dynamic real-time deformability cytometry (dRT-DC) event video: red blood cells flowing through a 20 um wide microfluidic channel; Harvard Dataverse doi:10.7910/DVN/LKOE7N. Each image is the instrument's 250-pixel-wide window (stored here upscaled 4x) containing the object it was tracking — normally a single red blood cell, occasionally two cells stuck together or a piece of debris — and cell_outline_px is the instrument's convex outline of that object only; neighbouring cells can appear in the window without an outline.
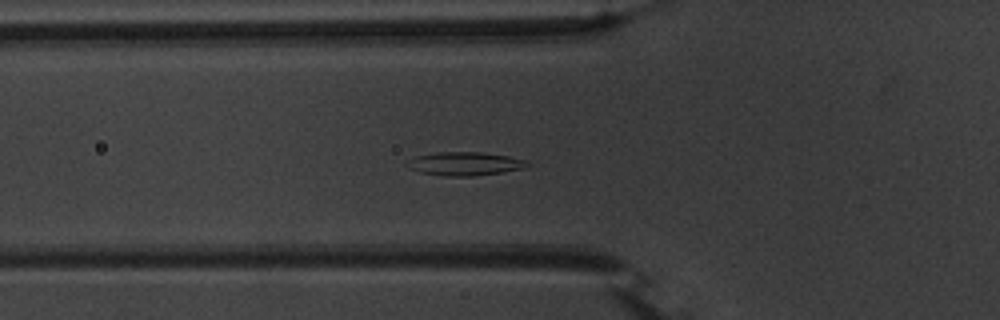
{"species": "common noctule bat (a hibernating species)", "species_latin": "Nyctalus noctula", "temperature_condition": "warm", "stored_images_in_passage": 38, "camera_frame_rate_fps": 3000, "um_per_image_px": 0.085, "animal": {"sex": "male", "body_mass_g": 20.1, "forearm_length_mm": 53.5}, "frame": {"image": 1, "passage_image": 3, "time_ms": 0.667, "image_size_px": [1000, 320], "cell_outline_px": [[532, 164], [528, 168], [504, 172], [476, 176], [444, 176], [420, 172], [408, 168], [404, 164], [408, 160], [416, 156], [436, 152], [480, 152], [508, 156], [524, 160]], "centroid_in_image_um": [39.52, 13.92], "position_along_channel_um": 86.3, "area_um2": 16.7}}
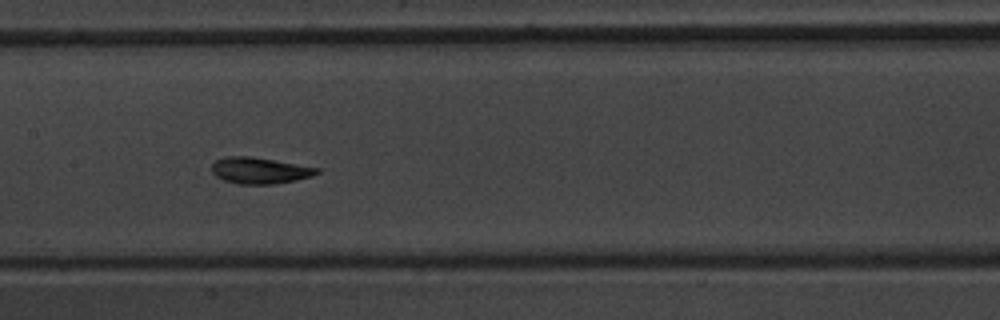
{"frame": {"image": 2, "passage_image": 11, "time_ms": 3.333, "image_size_px": [1000, 320], "cell_outline_px": [[320, 172], [312, 176], [296, 180], [276, 184], [236, 184], [224, 180], [216, 176], [212, 172], [212, 164], [216, 160], [224, 156], [252, 156], [320, 168]], "centroid_in_image_um": [22.07, 14.49], "position_along_channel_um": 185.3, "area_um2": 16.24}}
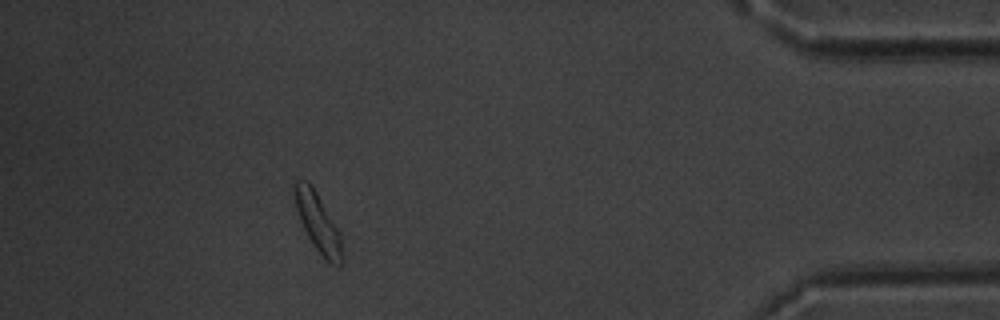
{"frame": {"image": 3, "passage_image": 33, "time_ms": 10.667, "image_size_px": [1000, 320], "cell_outline_px": [[340, 264], [332, 264], [316, 248], [308, 236], [300, 220], [296, 208], [296, 180], [308, 180], [316, 192], [340, 232]], "centroid_in_image_um": [27.01, 18.87], "position_along_channel_um": 408.2, "area_um2": 15.09}, "authors_computed_cell_mechanics": {"area_um2": 15.7794, "velocity_mm_per_s": 3.6863, "shape_relaxation_time_tau1_ms": 2.7374, "shape_relaxation_time_tau2_ms": 0.9346, "deformation_change_tau1": 0.1323, "deformation_change_tau2": 0.0631}}